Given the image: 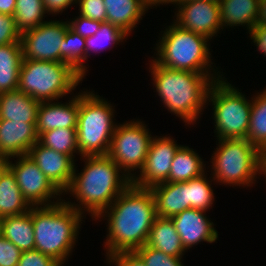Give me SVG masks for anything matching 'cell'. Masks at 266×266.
Wrapping results in <instances>:
<instances>
[{"mask_svg": "<svg viewBox=\"0 0 266 266\" xmlns=\"http://www.w3.org/2000/svg\"><path fill=\"white\" fill-rule=\"evenodd\" d=\"M155 218L156 208L151 190L131 183L95 219V222L107 219L105 256L109 257L117 252H133L144 246Z\"/></svg>", "mask_w": 266, "mask_h": 266, "instance_id": "cell-1", "label": "cell"}, {"mask_svg": "<svg viewBox=\"0 0 266 266\" xmlns=\"http://www.w3.org/2000/svg\"><path fill=\"white\" fill-rule=\"evenodd\" d=\"M84 167H75L69 188L64 192L75 197L64 202L76 211L88 214L95 220L132 183L121 168L108 155L84 156ZM122 174V175H121ZM87 212V213H85Z\"/></svg>", "mask_w": 266, "mask_h": 266, "instance_id": "cell-2", "label": "cell"}, {"mask_svg": "<svg viewBox=\"0 0 266 266\" xmlns=\"http://www.w3.org/2000/svg\"><path fill=\"white\" fill-rule=\"evenodd\" d=\"M152 83L160 101L185 125H194L207 105L209 89L223 73H193L166 68L153 59L149 63Z\"/></svg>", "mask_w": 266, "mask_h": 266, "instance_id": "cell-3", "label": "cell"}, {"mask_svg": "<svg viewBox=\"0 0 266 266\" xmlns=\"http://www.w3.org/2000/svg\"><path fill=\"white\" fill-rule=\"evenodd\" d=\"M85 216L64 199L55 205L32 207L35 249L63 265L72 255Z\"/></svg>", "mask_w": 266, "mask_h": 266, "instance_id": "cell-4", "label": "cell"}, {"mask_svg": "<svg viewBox=\"0 0 266 266\" xmlns=\"http://www.w3.org/2000/svg\"><path fill=\"white\" fill-rule=\"evenodd\" d=\"M161 33L155 47L156 57H151L157 64L193 73H221L212 66L210 39L174 22Z\"/></svg>", "mask_w": 266, "mask_h": 266, "instance_id": "cell-5", "label": "cell"}, {"mask_svg": "<svg viewBox=\"0 0 266 266\" xmlns=\"http://www.w3.org/2000/svg\"><path fill=\"white\" fill-rule=\"evenodd\" d=\"M93 92H79L77 147L81 157L108 155L117 126L113 104Z\"/></svg>", "mask_w": 266, "mask_h": 266, "instance_id": "cell-6", "label": "cell"}, {"mask_svg": "<svg viewBox=\"0 0 266 266\" xmlns=\"http://www.w3.org/2000/svg\"><path fill=\"white\" fill-rule=\"evenodd\" d=\"M210 178L218 185L251 187L262 175L263 153L247 139H217Z\"/></svg>", "mask_w": 266, "mask_h": 266, "instance_id": "cell-7", "label": "cell"}, {"mask_svg": "<svg viewBox=\"0 0 266 266\" xmlns=\"http://www.w3.org/2000/svg\"><path fill=\"white\" fill-rule=\"evenodd\" d=\"M82 79L64 62L22 59L18 90L40 102L57 101L73 93Z\"/></svg>", "mask_w": 266, "mask_h": 266, "instance_id": "cell-8", "label": "cell"}, {"mask_svg": "<svg viewBox=\"0 0 266 266\" xmlns=\"http://www.w3.org/2000/svg\"><path fill=\"white\" fill-rule=\"evenodd\" d=\"M226 77L211 85L207 104H212L216 139H246L251 117V100Z\"/></svg>", "mask_w": 266, "mask_h": 266, "instance_id": "cell-9", "label": "cell"}, {"mask_svg": "<svg viewBox=\"0 0 266 266\" xmlns=\"http://www.w3.org/2000/svg\"><path fill=\"white\" fill-rule=\"evenodd\" d=\"M146 126L139 119L119 123L111 139L108 156L131 181L142 170L153 138Z\"/></svg>", "mask_w": 266, "mask_h": 266, "instance_id": "cell-10", "label": "cell"}, {"mask_svg": "<svg viewBox=\"0 0 266 266\" xmlns=\"http://www.w3.org/2000/svg\"><path fill=\"white\" fill-rule=\"evenodd\" d=\"M8 168L14 174L24 199L31 207L51 206L63 200L61 199L63 194L49 181L28 154L9 158Z\"/></svg>", "mask_w": 266, "mask_h": 266, "instance_id": "cell-11", "label": "cell"}, {"mask_svg": "<svg viewBox=\"0 0 266 266\" xmlns=\"http://www.w3.org/2000/svg\"><path fill=\"white\" fill-rule=\"evenodd\" d=\"M69 27L68 20H49L21 34L23 59L60 62V46Z\"/></svg>", "mask_w": 266, "mask_h": 266, "instance_id": "cell-12", "label": "cell"}, {"mask_svg": "<svg viewBox=\"0 0 266 266\" xmlns=\"http://www.w3.org/2000/svg\"><path fill=\"white\" fill-rule=\"evenodd\" d=\"M173 20L183 29L211 39L222 29L220 5L213 1H176Z\"/></svg>", "mask_w": 266, "mask_h": 266, "instance_id": "cell-13", "label": "cell"}, {"mask_svg": "<svg viewBox=\"0 0 266 266\" xmlns=\"http://www.w3.org/2000/svg\"><path fill=\"white\" fill-rule=\"evenodd\" d=\"M181 145L171 136H154L142 170L134 177L136 187L150 189L167 181L174 155Z\"/></svg>", "mask_w": 266, "mask_h": 266, "instance_id": "cell-14", "label": "cell"}, {"mask_svg": "<svg viewBox=\"0 0 266 266\" xmlns=\"http://www.w3.org/2000/svg\"><path fill=\"white\" fill-rule=\"evenodd\" d=\"M28 155L49 181L62 193L69 188L75 169V160L36 142Z\"/></svg>", "mask_w": 266, "mask_h": 266, "instance_id": "cell-15", "label": "cell"}, {"mask_svg": "<svg viewBox=\"0 0 266 266\" xmlns=\"http://www.w3.org/2000/svg\"><path fill=\"white\" fill-rule=\"evenodd\" d=\"M206 212L190 208L171 217L186 251L200 242L214 243L217 241L218 231L214 228V223L207 218Z\"/></svg>", "mask_w": 266, "mask_h": 266, "instance_id": "cell-16", "label": "cell"}, {"mask_svg": "<svg viewBox=\"0 0 266 266\" xmlns=\"http://www.w3.org/2000/svg\"><path fill=\"white\" fill-rule=\"evenodd\" d=\"M36 142V123L0 120V157L27 155Z\"/></svg>", "mask_w": 266, "mask_h": 266, "instance_id": "cell-17", "label": "cell"}, {"mask_svg": "<svg viewBox=\"0 0 266 266\" xmlns=\"http://www.w3.org/2000/svg\"><path fill=\"white\" fill-rule=\"evenodd\" d=\"M79 112V93L69 98L68 102L59 100L41 102L37 112L36 131L38 136L42 132L52 129H77Z\"/></svg>", "mask_w": 266, "mask_h": 266, "instance_id": "cell-18", "label": "cell"}, {"mask_svg": "<svg viewBox=\"0 0 266 266\" xmlns=\"http://www.w3.org/2000/svg\"><path fill=\"white\" fill-rule=\"evenodd\" d=\"M156 208V216L171 218L189 209L188 181L164 182L150 188Z\"/></svg>", "mask_w": 266, "mask_h": 266, "instance_id": "cell-19", "label": "cell"}, {"mask_svg": "<svg viewBox=\"0 0 266 266\" xmlns=\"http://www.w3.org/2000/svg\"><path fill=\"white\" fill-rule=\"evenodd\" d=\"M107 22L114 24L128 35L137 27L149 10L144 0H104Z\"/></svg>", "mask_w": 266, "mask_h": 266, "instance_id": "cell-20", "label": "cell"}, {"mask_svg": "<svg viewBox=\"0 0 266 266\" xmlns=\"http://www.w3.org/2000/svg\"><path fill=\"white\" fill-rule=\"evenodd\" d=\"M40 101L15 90L0 94V120L36 123Z\"/></svg>", "mask_w": 266, "mask_h": 266, "instance_id": "cell-21", "label": "cell"}, {"mask_svg": "<svg viewBox=\"0 0 266 266\" xmlns=\"http://www.w3.org/2000/svg\"><path fill=\"white\" fill-rule=\"evenodd\" d=\"M0 234L22 252L35 249L32 207L29 211L0 219Z\"/></svg>", "mask_w": 266, "mask_h": 266, "instance_id": "cell-22", "label": "cell"}, {"mask_svg": "<svg viewBox=\"0 0 266 266\" xmlns=\"http://www.w3.org/2000/svg\"><path fill=\"white\" fill-rule=\"evenodd\" d=\"M146 245L170 256L183 257L185 252H188L183 247L171 218L168 217L156 216Z\"/></svg>", "mask_w": 266, "mask_h": 266, "instance_id": "cell-23", "label": "cell"}, {"mask_svg": "<svg viewBox=\"0 0 266 266\" xmlns=\"http://www.w3.org/2000/svg\"><path fill=\"white\" fill-rule=\"evenodd\" d=\"M219 5L223 29L246 25L250 32L257 24L259 0H220Z\"/></svg>", "mask_w": 266, "mask_h": 266, "instance_id": "cell-24", "label": "cell"}, {"mask_svg": "<svg viewBox=\"0 0 266 266\" xmlns=\"http://www.w3.org/2000/svg\"><path fill=\"white\" fill-rule=\"evenodd\" d=\"M206 164L189 146L181 145L176 151L166 182H186L203 175Z\"/></svg>", "mask_w": 266, "mask_h": 266, "instance_id": "cell-25", "label": "cell"}, {"mask_svg": "<svg viewBox=\"0 0 266 266\" xmlns=\"http://www.w3.org/2000/svg\"><path fill=\"white\" fill-rule=\"evenodd\" d=\"M22 59L21 43L0 46V94L18 90Z\"/></svg>", "mask_w": 266, "mask_h": 266, "instance_id": "cell-26", "label": "cell"}, {"mask_svg": "<svg viewBox=\"0 0 266 266\" xmlns=\"http://www.w3.org/2000/svg\"><path fill=\"white\" fill-rule=\"evenodd\" d=\"M30 208L17 185L14 174L8 168L0 178V219L25 213Z\"/></svg>", "mask_w": 266, "mask_h": 266, "instance_id": "cell-27", "label": "cell"}, {"mask_svg": "<svg viewBox=\"0 0 266 266\" xmlns=\"http://www.w3.org/2000/svg\"><path fill=\"white\" fill-rule=\"evenodd\" d=\"M260 92V93H259ZM253 95L247 140L262 153L266 151V88Z\"/></svg>", "mask_w": 266, "mask_h": 266, "instance_id": "cell-28", "label": "cell"}, {"mask_svg": "<svg viewBox=\"0 0 266 266\" xmlns=\"http://www.w3.org/2000/svg\"><path fill=\"white\" fill-rule=\"evenodd\" d=\"M85 38L72 31L69 27L60 46V62L70 65L83 78L88 71L85 61Z\"/></svg>", "mask_w": 266, "mask_h": 266, "instance_id": "cell-29", "label": "cell"}, {"mask_svg": "<svg viewBox=\"0 0 266 266\" xmlns=\"http://www.w3.org/2000/svg\"><path fill=\"white\" fill-rule=\"evenodd\" d=\"M45 14L48 13L43 0H16L13 17L17 30L22 34L26 30L38 27L45 22Z\"/></svg>", "mask_w": 266, "mask_h": 266, "instance_id": "cell-30", "label": "cell"}, {"mask_svg": "<svg viewBox=\"0 0 266 266\" xmlns=\"http://www.w3.org/2000/svg\"><path fill=\"white\" fill-rule=\"evenodd\" d=\"M38 142L47 148L71 156L73 159L75 154H79L77 129L58 128L42 132L38 136Z\"/></svg>", "mask_w": 266, "mask_h": 266, "instance_id": "cell-31", "label": "cell"}, {"mask_svg": "<svg viewBox=\"0 0 266 266\" xmlns=\"http://www.w3.org/2000/svg\"><path fill=\"white\" fill-rule=\"evenodd\" d=\"M128 36L126 32L114 24L102 22L99 30L93 36L85 38V60H88L91 51L96 53L102 51L107 48L108 44L112 46H110V48H113L114 45L124 42L123 39H128Z\"/></svg>", "mask_w": 266, "mask_h": 266, "instance_id": "cell-32", "label": "cell"}, {"mask_svg": "<svg viewBox=\"0 0 266 266\" xmlns=\"http://www.w3.org/2000/svg\"><path fill=\"white\" fill-rule=\"evenodd\" d=\"M204 173L203 175L188 181L189 209H200L204 211L210 210L214 203V189H212V181ZM210 182V183H209Z\"/></svg>", "mask_w": 266, "mask_h": 266, "instance_id": "cell-33", "label": "cell"}, {"mask_svg": "<svg viewBox=\"0 0 266 266\" xmlns=\"http://www.w3.org/2000/svg\"><path fill=\"white\" fill-rule=\"evenodd\" d=\"M146 266H184L182 257L170 256L146 244L134 251Z\"/></svg>", "mask_w": 266, "mask_h": 266, "instance_id": "cell-34", "label": "cell"}, {"mask_svg": "<svg viewBox=\"0 0 266 266\" xmlns=\"http://www.w3.org/2000/svg\"><path fill=\"white\" fill-rule=\"evenodd\" d=\"M79 5V15L92 20L107 22V12L104 0H76Z\"/></svg>", "mask_w": 266, "mask_h": 266, "instance_id": "cell-35", "label": "cell"}, {"mask_svg": "<svg viewBox=\"0 0 266 266\" xmlns=\"http://www.w3.org/2000/svg\"><path fill=\"white\" fill-rule=\"evenodd\" d=\"M21 33L17 30L13 16L0 15V46L21 43Z\"/></svg>", "mask_w": 266, "mask_h": 266, "instance_id": "cell-36", "label": "cell"}, {"mask_svg": "<svg viewBox=\"0 0 266 266\" xmlns=\"http://www.w3.org/2000/svg\"><path fill=\"white\" fill-rule=\"evenodd\" d=\"M17 266H63L51 256L39 250L23 251Z\"/></svg>", "mask_w": 266, "mask_h": 266, "instance_id": "cell-37", "label": "cell"}, {"mask_svg": "<svg viewBox=\"0 0 266 266\" xmlns=\"http://www.w3.org/2000/svg\"><path fill=\"white\" fill-rule=\"evenodd\" d=\"M101 23L81 15L68 21L69 28L83 38L93 36L99 30Z\"/></svg>", "mask_w": 266, "mask_h": 266, "instance_id": "cell-38", "label": "cell"}, {"mask_svg": "<svg viewBox=\"0 0 266 266\" xmlns=\"http://www.w3.org/2000/svg\"><path fill=\"white\" fill-rule=\"evenodd\" d=\"M22 251L0 234V266H17Z\"/></svg>", "mask_w": 266, "mask_h": 266, "instance_id": "cell-39", "label": "cell"}, {"mask_svg": "<svg viewBox=\"0 0 266 266\" xmlns=\"http://www.w3.org/2000/svg\"><path fill=\"white\" fill-rule=\"evenodd\" d=\"M107 264L114 266H146L144 261L133 252H117L107 257Z\"/></svg>", "mask_w": 266, "mask_h": 266, "instance_id": "cell-40", "label": "cell"}, {"mask_svg": "<svg viewBox=\"0 0 266 266\" xmlns=\"http://www.w3.org/2000/svg\"><path fill=\"white\" fill-rule=\"evenodd\" d=\"M249 33V37L252 40L258 52L266 57V26L262 24H256Z\"/></svg>", "mask_w": 266, "mask_h": 266, "instance_id": "cell-41", "label": "cell"}, {"mask_svg": "<svg viewBox=\"0 0 266 266\" xmlns=\"http://www.w3.org/2000/svg\"><path fill=\"white\" fill-rule=\"evenodd\" d=\"M44 7L48 15L61 14L67 8L76 4V0H43Z\"/></svg>", "mask_w": 266, "mask_h": 266, "instance_id": "cell-42", "label": "cell"}, {"mask_svg": "<svg viewBox=\"0 0 266 266\" xmlns=\"http://www.w3.org/2000/svg\"><path fill=\"white\" fill-rule=\"evenodd\" d=\"M16 0H0V13L3 15H14Z\"/></svg>", "mask_w": 266, "mask_h": 266, "instance_id": "cell-43", "label": "cell"}, {"mask_svg": "<svg viewBox=\"0 0 266 266\" xmlns=\"http://www.w3.org/2000/svg\"><path fill=\"white\" fill-rule=\"evenodd\" d=\"M257 24L266 26V0H259Z\"/></svg>", "mask_w": 266, "mask_h": 266, "instance_id": "cell-44", "label": "cell"}, {"mask_svg": "<svg viewBox=\"0 0 266 266\" xmlns=\"http://www.w3.org/2000/svg\"><path fill=\"white\" fill-rule=\"evenodd\" d=\"M152 9L153 6L168 5V0H144Z\"/></svg>", "mask_w": 266, "mask_h": 266, "instance_id": "cell-45", "label": "cell"}, {"mask_svg": "<svg viewBox=\"0 0 266 266\" xmlns=\"http://www.w3.org/2000/svg\"><path fill=\"white\" fill-rule=\"evenodd\" d=\"M7 169H8V158L0 157V178Z\"/></svg>", "mask_w": 266, "mask_h": 266, "instance_id": "cell-46", "label": "cell"}, {"mask_svg": "<svg viewBox=\"0 0 266 266\" xmlns=\"http://www.w3.org/2000/svg\"><path fill=\"white\" fill-rule=\"evenodd\" d=\"M262 174L266 177V151L263 152V166H262ZM266 179V178H265Z\"/></svg>", "mask_w": 266, "mask_h": 266, "instance_id": "cell-47", "label": "cell"}, {"mask_svg": "<svg viewBox=\"0 0 266 266\" xmlns=\"http://www.w3.org/2000/svg\"><path fill=\"white\" fill-rule=\"evenodd\" d=\"M178 1H194V0H178ZM199 1H213L219 3L220 0H199Z\"/></svg>", "mask_w": 266, "mask_h": 266, "instance_id": "cell-48", "label": "cell"}, {"mask_svg": "<svg viewBox=\"0 0 266 266\" xmlns=\"http://www.w3.org/2000/svg\"><path fill=\"white\" fill-rule=\"evenodd\" d=\"M176 1H178V0H168V4L170 5V4H173L174 2H176Z\"/></svg>", "mask_w": 266, "mask_h": 266, "instance_id": "cell-49", "label": "cell"}]
</instances>
